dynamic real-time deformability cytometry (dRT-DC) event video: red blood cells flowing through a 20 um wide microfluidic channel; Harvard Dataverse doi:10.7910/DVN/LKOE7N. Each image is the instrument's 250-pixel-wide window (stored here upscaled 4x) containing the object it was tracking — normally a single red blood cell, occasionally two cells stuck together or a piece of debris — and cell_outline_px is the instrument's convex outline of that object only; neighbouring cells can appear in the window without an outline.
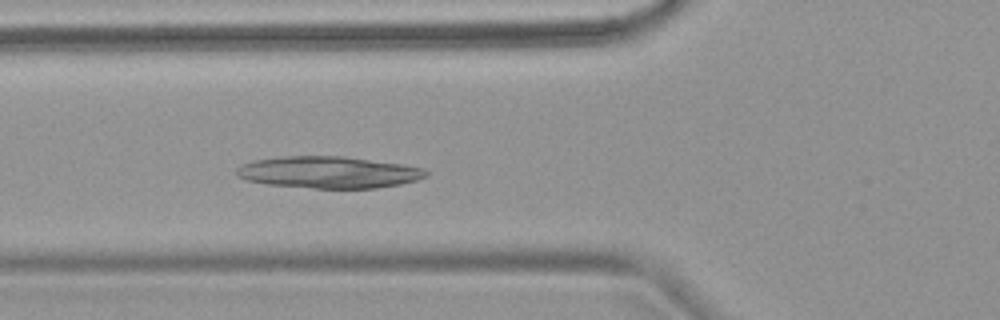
{"species": "common noctule bat (a hibernating species)", "species_latin": "Nyctalus noctula", "temperature_condition": "warm", "stored_images_in_passage": 5, "camera_frame_rate_fps": 3000, "um_per_image_px": 0.085, "animal": {"sex": "female", "body_mass_g": 18.4}, "frame": {"image": 1, "passage_image": 5, "time_ms": 4.667, "image_size_px": [1000, 320], "cell_outline_px": [[428, 176], [416, 180], [400, 184], [376, 188], [312, 188], [268, 184], [248, 180], [236, 176], [236, 168], [252, 160], [284, 156], [344, 156], [400, 164], [424, 168], [428, 172]], "centroid_in_image_um": [27.93, 14.64], "position_along_channel_um": 97.9, "area_um2": 34.97}}